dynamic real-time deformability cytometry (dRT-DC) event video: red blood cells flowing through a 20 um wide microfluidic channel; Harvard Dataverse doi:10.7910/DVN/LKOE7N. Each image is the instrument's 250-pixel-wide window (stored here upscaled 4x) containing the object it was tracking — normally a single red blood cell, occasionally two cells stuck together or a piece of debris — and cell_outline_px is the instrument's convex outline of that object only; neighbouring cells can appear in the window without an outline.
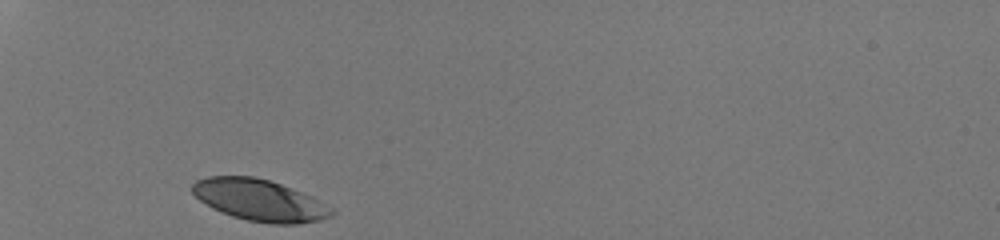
{"species": "human", "species_latin": "Homo sapiens", "temperature_condition": "room temperature", "stored_images_in_passage": 27, "camera_frame_rate_fps": 3000, "um_per_image_px": 0.085, "donor": {"sex": "male"}, "frame": {"image": 1, "passage_image": 1, "time_ms": 0.0, "image_size_px": [1000, 240], "cell_outline_px": [[336, 212], [332, 216], [320, 220], [296, 224], [272, 224], [248, 220], [232, 216], [220, 212], [212, 208], [200, 200], [192, 192], [192, 184], [196, 180], [208, 176], [256, 176], [280, 184], [312, 196], [332, 208]], "centroid_in_image_um": [22.07, 17.02], "position_along_channel_um": 62.9, "area_um2": 33.7}}
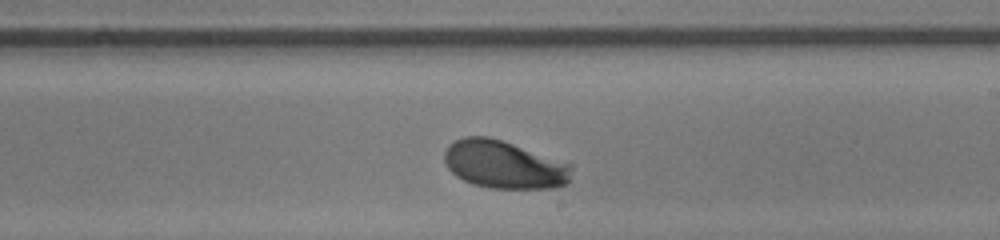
{"frame": {"image": 2, "passage_image": 16, "time_ms": 5.0, "image_size_px": [1000, 240], "cell_outline_px": [[572, 168], [568, 184], [552, 188], [492, 188], [472, 184], [456, 176], [448, 168], [444, 160], [444, 152], [448, 144], [464, 136], [488, 136], [572, 164]], "centroid_in_image_um": [42.83, 13.99], "position_along_channel_um": 246.2, "area_um2": 35.37}}
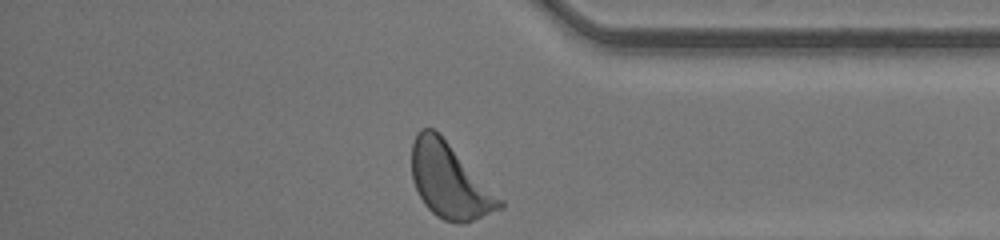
{"frame": {"image": 3, "passage_image": 27, "time_ms": 8.667, "image_size_px": [1000, 240], "cell_outline_px": [[504, 208], [472, 220], [460, 224], [456, 224], [444, 220], [436, 216], [424, 204], [412, 180], [412, 144], [416, 132], [420, 128], [432, 128], [504, 200]], "centroid_in_image_um": [38.21, 15.41], "position_along_channel_um": 397.0, "area_um2": 37.74}, "authors_computed_cell_mechanics": {"area_um2": 34.8534, "velocity_mm_per_s": 4.2314, "shape_relaxation_time_tau1_ms": 1.9158, "shape_relaxation_time_tau2_ms": null, "deformation_change_tau1": 0.1528, "deformation_change_tau2": null}}